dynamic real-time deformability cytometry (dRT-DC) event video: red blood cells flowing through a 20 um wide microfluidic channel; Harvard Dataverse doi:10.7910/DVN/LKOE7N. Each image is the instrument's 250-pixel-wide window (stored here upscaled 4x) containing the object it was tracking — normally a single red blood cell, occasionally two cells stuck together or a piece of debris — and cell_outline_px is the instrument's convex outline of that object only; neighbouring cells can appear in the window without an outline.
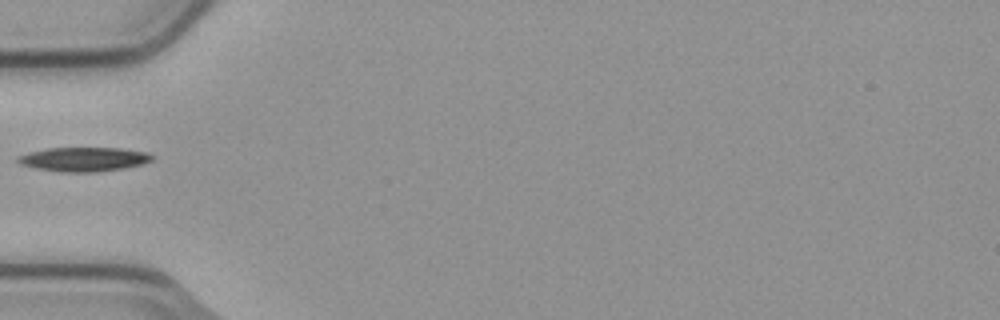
{"species": "common noctule bat (a hibernating species)", "species_latin": "Nyctalus noctula", "temperature_condition": "cold", "stored_images_in_passage": 2, "camera_frame_rate_fps": 3000, "um_per_image_px": 0.085, "animal": {"sex": "male", "body_mass_g": 23.1, "forearm_length_mm": 52.7}, "frame": {"image": 1, "passage_image": 2, "time_ms": 0.333, "image_size_px": [1000, 320], "cell_outline_px": [[152, 160], [144, 164], [124, 168], [96, 172], [60, 172], [36, 168], [20, 164], [16, 160], [16, 156], [28, 152], [48, 148], [120, 148], [148, 152], [152, 156]], "centroid_in_image_um": [7.1, 13.54], "position_along_channel_um": 77.9, "area_um2": 19.02}}